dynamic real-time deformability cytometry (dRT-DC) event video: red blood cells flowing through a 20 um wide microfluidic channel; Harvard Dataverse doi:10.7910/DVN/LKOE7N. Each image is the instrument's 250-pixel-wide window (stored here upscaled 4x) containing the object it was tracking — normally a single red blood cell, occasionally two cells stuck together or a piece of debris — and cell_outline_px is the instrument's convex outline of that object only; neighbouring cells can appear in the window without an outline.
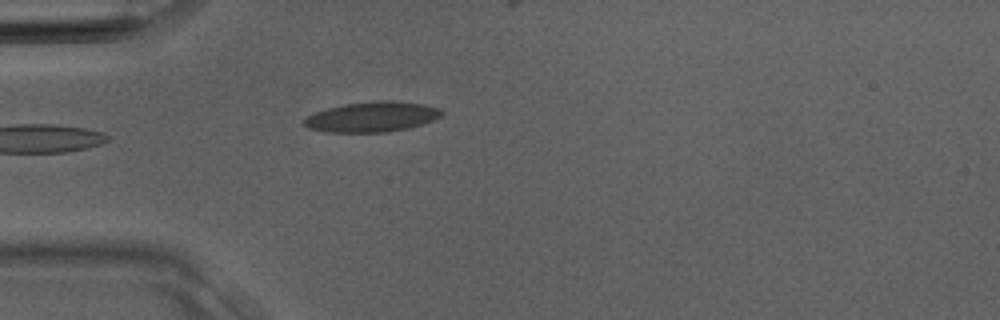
{"species": "Egyptian fruit bat (a non-hibernating species)", "species_latin": "Rousettus aegyptiacus", "temperature_condition": "room temperature", "stored_images_in_passage": 2, "camera_frame_rate_fps": 3000, "um_per_image_px": 0.085, "animal": {"sex": "male"}, "frame": {"image": 1, "passage_image": 2, "time_ms": 0.333, "image_size_px": [1000, 320], "cell_outline_px": [[444, 112], [440, 116], [432, 120], [408, 128], [384, 132], [324, 132], [308, 128], [304, 124], [304, 120], [308, 116], [316, 112], [328, 108], [344, 104], [376, 100], [392, 100], [424, 104], [440, 108]], "centroid_in_image_um": [31.62, 9.92], "position_along_channel_um": 53.4, "area_um2": 24.1}}